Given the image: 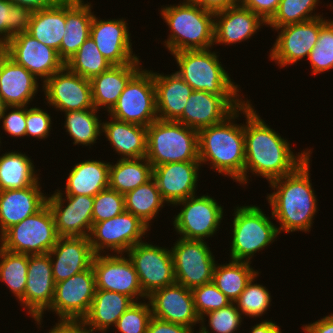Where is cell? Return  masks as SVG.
Wrapping results in <instances>:
<instances>
[{"label": "cell", "instance_id": "cell-1", "mask_svg": "<svg viewBox=\"0 0 333 333\" xmlns=\"http://www.w3.org/2000/svg\"><path fill=\"white\" fill-rule=\"evenodd\" d=\"M247 99L242 105L244 123L245 167L244 184L248 183L247 173L262 176L269 182L293 173L312 154L310 149L294 154L290 142L261 119Z\"/></svg>", "mask_w": 333, "mask_h": 333}, {"label": "cell", "instance_id": "cell-2", "mask_svg": "<svg viewBox=\"0 0 333 333\" xmlns=\"http://www.w3.org/2000/svg\"><path fill=\"white\" fill-rule=\"evenodd\" d=\"M310 157L293 173L269 182L274 192L267 194L273 219H277L279 234L310 232L317 213V200L310 182ZM276 190V191H275Z\"/></svg>", "mask_w": 333, "mask_h": 333}, {"label": "cell", "instance_id": "cell-3", "mask_svg": "<svg viewBox=\"0 0 333 333\" xmlns=\"http://www.w3.org/2000/svg\"><path fill=\"white\" fill-rule=\"evenodd\" d=\"M241 112L242 106L223 122L200 129L198 147L200 164L209 161L211 169L244 185V124L234 123Z\"/></svg>", "mask_w": 333, "mask_h": 333}, {"label": "cell", "instance_id": "cell-4", "mask_svg": "<svg viewBox=\"0 0 333 333\" xmlns=\"http://www.w3.org/2000/svg\"><path fill=\"white\" fill-rule=\"evenodd\" d=\"M160 13L170 30L164 45L171 54L183 50H212L215 13L205 10L194 0L162 6Z\"/></svg>", "mask_w": 333, "mask_h": 333}, {"label": "cell", "instance_id": "cell-5", "mask_svg": "<svg viewBox=\"0 0 333 333\" xmlns=\"http://www.w3.org/2000/svg\"><path fill=\"white\" fill-rule=\"evenodd\" d=\"M146 159L153 167L199 161L198 131L173 120H155L147 127Z\"/></svg>", "mask_w": 333, "mask_h": 333}, {"label": "cell", "instance_id": "cell-6", "mask_svg": "<svg viewBox=\"0 0 333 333\" xmlns=\"http://www.w3.org/2000/svg\"><path fill=\"white\" fill-rule=\"evenodd\" d=\"M179 67L176 73L193 90L215 95H239L240 87L224 70L219 55L209 49L183 50L171 54Z\"/></svg>", "mask_w": 333, "mask_h": 333}, {"label": "cell", "instance_id": "cell-7", "mask_svg": "<svg viewBox=\"0 0 333 333\" xmlns=\"http://www.w3.org/2000/svg\"><path fill=\"white\" fill-rule=\"evenodd\" d=\"M234 210L230 257L251 263L254 254L272 244L279 232L271 222L273 216H266L259 206H236Z\"/></svg>", "mask_w": 333, "mask_h": 333}, {"label": "cell", "instance_id": "cell-8", "mask_svg": "<svg viewBox=\"0 0 333 333\" xmlns=\"http://www.w3.org/2000/svg\"><path fill=\"white\" fill-rule=\"evenodd\" d=\"M58 238L53 213L46 203L37 213L7 229L0 236V247L13 253L46 254Z\"/></svg>", "mask_w": 333, "mask_h": 333}, {"label": "cell", "instance_id": "cell-9", "mask_svg": "<svg viewBox=\"0 0 333 333\" xmlns=\"http://www.w3.org/2000/svg\"><path fill=\"white\" fill-rule=\"evenodd\" d=\"M113 118L148 127L158 119L153 71L140 68L108 112Z\"/></svg>", "mask_w": 333, "mask_h": 333}, {"label": "cell", "instance_id": "cell-10", "mask_svg": "<svg viewBox=\"0 0 333 333\" xmlns=\"http://www.w3.org/2000/svg\"><path fill=\"white\" fill-rule=\"evenodd\" d=\"M173 245L170 250L177 284L192 289L212 281L215 256L204 240L179 237Z\"/></svg>", "mask_w": 333, "mask_h": 333}, {"label": "cell", "instance_id": "cell-11", "mask_svg": "<svg viewBox=\"0 0 333 333\" xmlns=\"http://www.w3.org/2000/svg\"><path fill=\"white\" fill-rule=\"evenodd\" d=\"M148 230L149 227L138 217L124 211L111 219L93 223L88 238L95 255L105 250L124 254L137 243L143 242L142 237Z\"/></svg>", "mask_w": 333, "mask_h": 333}, {"label": "cell", "instance_id": "cell-12", "mask_svg": "<svg viewBox=\"0 0 333 333\" xmlns=\"http://www.w3.org/2000/svg\"><path fill=\"white\" fill-rule=\"evenodd\" d=\"M178 205L183 208L178 215H174L173 226L180 237L205 240L217 233L224 212L216 199L208 195H194L176 202L173 206Z\"/></svg>", "mask_w": 333, "mask_h": 333}, {"label": "cell", "instance_id": "cell-13", "mask_svg": "<svg viewBox=\"0 0 333 333\" xmlns=\"http://www.w3.org/2000/svg\"><path fill=\"white\" fill-rule=\"evenodd\" d=\"M126 254L147 296L154 290L176 283L171 250L143 241L131 247Z\"/></svg>", "mask_w": 333, "mask_h": 333}, {"label": "cell", "instance_id": "cell-14", "mask_svg": "<svg viewBox=\"0 0 333 333\" xmlns=\"http://www.w3.org/2000/svg\"><path fill=\"white\" fill-rule=\"evenodd\" d=\"M328 20L323 16L308 21L273 28L278 33L269 53L270 59L281 68L293 65L303 58L308 59L317 43L320 28ZM306 56V57H305Z\"/></svg>", "mask_w": 333, "mask_h": 333}, {"label": "cell", "instance_id": "cell-15", "mask_svg": "<svg viewBox=\"0 0 333 333\" xmlns=\"http://www.w3.org/2000/svg\"><path fill=\"white\" fill-rule=\"evenodd\" d=\"M96 292L92 266L55 284L54 299L47 310L58 318L82 320L88 313Z\"/></svg>", "mask_w": 333, "mask_h": 333}, {"label": "cell", "instance_id": "cell-16", "mask_svg": "<svg viewBox=\"0 0 333 333\" xmlns=\"http://www.w3.org/2000/svg\"><path fill=\"white\" fill-rule=\"evenodd\" d=\"M92 268L96 289L118 292L132 298L135 302L147 295L143 292L138 274L130 258L123 254L108 253L94 256Z\"/></svg>", "mask_w": 333, "mask_h": 333}, {"label": "cell", "instance_id": "cell-17", "mask_svg": "<svg viewBox=\"0 0 333 333\" xmlns=\"http://www.w3.org/2000/svg\"><path fill=\"white\" fill-rule=\"evenodd\" d=\"M60 191L62 192L61 189L55 190L51 196L47 197V204L53 213L58 236L88 237L93 225L94 197L86 195H65L64 197L63 192Z\"/></svg>", "mask_w": 333, "mask_h": 333}, {"label": "cell", "instance_id": "cell-18", "mask_svg": "<svg viewBox=\"0 0 333 333\" xmlns=\"http://www.w3.org/2000/svg\"><path fill=\"white\" fill-rule=\"evenodd\" d=\"M42 85L46 103L60 112L94 108L90 80L71 72L66 66Z\"/></svg>", "mask_w": 333, "mask_h": 333}, {"label": "cell", "instance_id": "cell-19", "mask_svg": "<svg viewBox=\"0 0 333 333\" xmlns=\"http://www.w3.org/2000/svg\"><path fill=\"white\" fill-rule=\"evenodd\" d=\"M240 95H215L194 90L187 100L183 114L176 120L199 131L223 122L244 104Z\"/></svg>", "mask_w": 333, "mask_h": 333}, {"label": "cell", "instance_id": "cell-20", "mask_svg": "<svg viewBox=\"0 0 333 333\" xmlns=\"http://www.w3.org/2000/svg\"><path fill=\"white\" fill-rule=\"evenodd\" d=\"M54 293L55 281L49 254L29 255L27 283L20 303L37 325H42L43 314L50 308Z\"/></svg>", "mask_w": 333, "mask_h": 333}, {"label": "cell", "instance_id": "cell-21", "mask_svg": "<svg viewBox=\"0 0 333 333\" xmlns=\"http://www.w3.org/2000/svg\"><path fill=\"white\" fill-rule=\"evenodd\" d=\"M5 47L14 62L38 80L41 78L43 83L65 66L55 49L39 42L27 32L14 35Z\"/></svg>", "mask_w": 333, "mask_h": 333}, {"label": "cell", "instance_id": "cell-22", "mask_svg": "<svg viewBox=\"0 0 333 333\" xmlns=\"http://www.w3.org/2000/svg\"><path fill=\"white\" fill-rule=\"evenodd\" d=\"M152 316L191 328L194 331L200 317L196 313L192 291L180 284L154 290L148 297Z\"/></svg>", "mask_w": 333, "mask_h": 333}, {"label": "cell", "instance_id": "cell-23", "mask_svg": "<svg viewBox=\"0 0 333 333\" xmlns=\"http://www.w3.org/2000/svg\"><path fill=\"white\" fill-rule=\"evenodd\" d=\"M130 35L125 19L101 20L93 16L90 36L112 65L129 64L139 59L133 54Z\"/></svg>", "mask_w": 333, "mask_h": 333}, {"label": "cell", "instance_id": "cell-24", "mask_svg": "<svg viewBox=\"0 0 333 333\" xmlns=\"http://www.w3.org/2000/svg\"><path fill=\"white\" fill-rule=\"evenodd\" d=\"M199 161L165 163L153 167V179L162 198L170 205L194 196L199 178Z\"/></svg>", "mask_w": 333, "mask_h": 333}, {"label": "cell", "instance_id": "cell-25", "mask_svg": "<svg viewBox=\"0 0 333 333\" xmlns=\"http://www.w3.org/2000/svg\"><path fill=\"white\" fill-rule=\"evenodd\" d=\"M48 254L55 284L90 268L95 256L88 237H59Z\"/></svg>", "mask_w": 333, "mask_h": 333}, {"label": "cell", "instance_id": "cell-26", "mask_svg": "<svg viewBox=\"0 0 333 333\" xmlns=\"http://www.w3.org/2000/svg\"><path fill=\"white\" fill-rule=\"evenodd\" d=\"M266 23L240 4L214 15V44H236L251 39Z\"/></svg>", "mask_w": 333, "mask_h": 333}, {"label": "cell", "instance_id": "cell-27", "mask_svg": "<svg viewBox=\"0 0 333 333\" xmlns=\"http://www.w3.org/2000/svg\"><path fill=\"white\" fill-rule=\"evenodd\" d=\"M41 190L39 181L23 189L0 191V236L47 203V196Z\"/></svg>", "mask_w": 333, "mask_h": 333}, {"label": "cell", "instance_id": "cell-28", "mask_svg": "<svg viewBox=\"0 0 333 333\" xmlns=\"http://www.w3.org/2000/svg\"><path fill=\"white\" fill-rule=\"evenodd\" d=\"M153 81L158 119L176 121L194 90L176 72L169 75L153 72Z\"/></svg>", "mask_w": 333, "mask_h": 333}, {"label": "cell", "instance_id": "cell-29", "mask_svg": "<svg viewBox=\"0 0 333 333\" xmlns=\"http://www.w3.org/2000/svg\"><path fill=\"white\" fill-rule=\"evenodd\" d=\"M140 60L124 65H112L107 71L93 77L92 100L96 110L109 112L117 103L130 78L141 68Z\"/></svg>", "mask_w": 333, "mask_h": 333}, {"label": "cell", "instance_id": "cell-30", "mask_svg": "<svg viewBox=\"0 0 333 333\" xmlns=\"http://www.w3.org/2000/svg\"><path fill=\"white\" fill-rule=\"evenodd\" d=\"M135 301L127 295L96 289L87 315L82 319L90 333H106ZM89 327V328H88Z\"/></svg>", "mask_w": 333, "mask_h": 333}, {"label": "cell", "instance_id": "cell-31", "mask_svg": "<svg viewBox=\"0 0 333 333\" xmlns=\"http://www.w3.org/2000/svg\"><path fill=\"white\" fill-rule=\"evenodd\" d=\"M91 2L84 0H66V33L62 38L59 58L66 63L90 36L93 20Z\"/></svg>", "mask_w": 333, "mask_h": 333}, {"label": "cell", "instance_id": "cell-32", "mask_svg": "<svg viewBox=\"0 0 333 333\" xmlns=\"http://www.w3.org/2000/svg\"><path fill=\"white\" fill-rule=\"evenodd\" d=\"M102 122V134L109 141L119 159H138L147 154V127L127 123L110 116ZM122 156V157H121Z\"/></svg>", "mask_w": 333, "mask_h": 333}, {"label": "cell", "instance_id": "cell-33", "mask_svg": "<svg viewBox=\"0 0 333 333\" xmlns=\"http://www.w3.org/2000/svg\"><path fill=\"white\" fill-rule=\"evenodd\" d=\"M37 79L9 57L0 73V97L6 106H27L39 89Z\"/></svg>", "mask_w": 333, "mask_h": 333}, {"label": "cell", "instance_id": "cell-34", "mask_svg": "<svg viewBox=\"0 0 333 333\" xmlns=\"http://www.w3.org/2000/svg\"><path fill=\"white\" fill-rule=\"evenodd\" d=\"M110 162L101 160H85L75 164L69 171L65 195L95 196L109 187Z\"/></svg>", "mask_w": 333, "mask_h": 333}, {"label": "cell", "instance_id": "cell-35", "mask_svg": "<svg viewBox=\"0 0 333 333\" xmlns=\"http://www.w3.org/2000/svg\"><path fill=\"white\" fill-rule=\"evenodd\" d=\"M65 25L66 0H62L57 6L33 12L27 33L58 52L66 33Z\"/></svg>", "mask_w": 333, "mask_h": 333}, {"label": "cell", "instance_id": "cell-36", "mask_svg": "<svg viewBox=\"0 0 333 333\" xmlns=\"http://www.w3.org/2000/svg\"><path fill=\"white\" fill-rule=\"evenodd\" d=\"M33 161L21 152H6L0 156V191L23 189L39 182Z\"/></svg>", "mask_w": 333, "mask_h": 333}, {"label": "cell", "instance_id": "cell-37", "mask_svg": "<svg viewBox=\"0 0 333 333\" xmlns=\"http://www.w3.org/2000/svg\"><path fill=\"white\" fill-rule=\"evenodd\" d=\"M153 178V166L146 157L119 159L109 168V188L121 193L134 190Z\"/></svg>", "mask_w": 333, "mask_h": 333}, {"label": "cell", "instance_id": "cell-38", "mask_svg": "<svg viewBox=\"0 0 333 333\" xmlns=\"http://www.w3.org/2000/svg\"><path fill=\"white\" fill-rule=\"evenodd\" d=\"M250 264L249 262L230 260L229 263L222 265L216 263L215 265L212 282L233 303L250 280L259 273Z\"/></svg>", "mask_w": 333, "mask_h": 333}, {"label": "cell", "instance_id": "cell-39", "mask_svg": "<svg viewBox=\"0 0 333 333\" xmlns=\"http://www.w3.org/2000/svg\"><path fill=\"white\" fill-rule=\"evenodd\" d=\"M125 211L138 217L149 228L158 211L164 207L166 201L152 178L147 183L138 186L124 194Z\"/></svg>", "mask_w": 333, "mask_h": 333}, {"label": "cell", "instance_id": "cell-40", "mask_svg": "<svg viewBox=\"0 0 333 333\" xmlns=\"http://www.w3.org/2000/svg\"><path fill=\"white\" fill-rule=\"evenodd\" d=\"M100 110L84 109L65 112L64 128L73 139V144L89 146L97 143L102 134V122L97 115Z\"/></svg>", "mask_w": 333, "mask_h": 333}, {"label": "cell", "instance_id": "cell-41", "mask_svg": "<svg viewBox=\"0 0 333 333\" xmlns=\"http://www.w3.org/2000/svg\"><path fill=\"white\" fill-rule=\"evenodd\" d=\"M28 254L13 253L0 247V281L20 301L27 283Z\"/></svg>", "mask_w": 333, "mask_h": 333}, {"label": "cell", "instance_id": "cell-42", "mask_svg": "<svg viewBox=\"0 0 333 333\" xmlns=\"http://www.w3.org/2000/svg\"><path fill=\"white\" fill-rule=\"evenodd\" d=\"M73 73L91 80L107 71L112 64L101 54L91 36L81 45L79 50L65 63Z\"/></svg>", "mask_w": 333, "mask_h": 333}, {"label": "cell", "instance_id": "cell-43", "mask_svg": "<svg viewBox=\"0 0 333 333\" xmlns=\"http://www.w3.org/2000/svg\"><path fill=\"white\" fill-rule=\"evenodd\" d=\"M319 0H280V4L273 17L266 23L271 28H280L285 25L300 23L321 17L313 14Z\"/></svg>", "mask_w": 333, "mask_h": 333}, {"label": "cell", "instance_id": "cell-44", "mask_svg": "<svg viewBox=\"0 0 333 333\" xmlns=\"http://www.w3.org/2000/svg\"><path fill=\"white\" fill-rule=\"evenodd\" d=\"M32 13L28 7L0 0V41L6 45L14 35L27 32Z\"/></svg>", "mask_w": 333, "mask_h": 333}, {"label": "cell", "instance_id": "cell-45", "mask_svg": "<svg viewBox=\"0 0 333 333\" xmlns=\"http://www.w3.org/2000/svg\"><path fill=\"white\" fill-rule=\"evenodd\" d=\"M259 273L247 284L238 299L234 302L240 313L257 318L267 312L271 305V295L262 284L254 283Z\"/></svg>", "mask_w": 333, "mask_h": 333}, {"label": "cell", "instance_id": "cell-46", "mask_svg": "<svg viewBox=\"0 0 333 333\" xmlns=\"http://www.w3.org/2000/svg\"><path fill=\"white\" fill-rule=\"evenodd\" d=\"M312 73L317 75L333 69V19L321 28L317 43L309 54Z\"/></svg>", "mask_w": 333, "mask_h": 333}, {"label": "cell", "instance_id": "cell-47", "mask_svg": "<svg viewBox=\"0 0 333 333\" xmlns=\"http://www.w3.org/2000/svg\"><path fill=\"white\" fill-rule=\"evenodd\" d=\"M205 316L209 317L208 325L211 331H209L208 327L205 325ZM242 321V314L236 304L231 302L221 309L204 314L200 318L199 325L202 326L199 328V333H235V331L239 330Z\"/></svg>", "mask_w": 333, "mask_h": 333}, {"label": "cell", "instance_id": "cell-48", "mask_svg": "<svg viewBox=\"0 0 333 333\" xmlns=\"http://www.w3.org/2000/svg\"><path fill=\"white\" fill-rule=\"evenodd\" d=\"M134 302L118 319L115 327L120 333H147L152 317L150 303Z\"/></svg>", "mask_w": 333, "mask_h": 333}, {"label": "cell", "instance_id": "cell-49", "mask_svg": "<svg viewBox=\"0 0 333 333\" xmlns=\"http://www.w3.org/2000/svg\"><path fill=\"white\" fill-rule=\"evenodd\" d=\"M124 211L125 202L123 194L108 187L94 196L93 223L111 219Z\"/></svg>", "mask_w": 333, "mask_h": 333}, {"label": "cell", "instance_id": "cell-50", "mask_svg": "<svg viewBox=\"0 0 333 333\" xmlns=\"http://www.w3.org/2000/svg\"><path fill=\"white\" fill-rule=\"evenodd\" d=\"M196 313L201 318L204 314L221 309L231 303L211 281L191 289Z\"/></svg>", "mask_w": 333, "mask_h": 333}, {"label": "cell", "instance_id": "cell-51", "mask_svg": "<svg viewBox=\"0 0 333 333\" xmlns=\"http://www.w3.org/2000/svg\"><path fill=\"white\" fill-rule=\"evenodd\" d=\"M26 106V131L25 136L30 135L37 139H46L51 131V116L39 107L27 108Z\"/></svg>", "mask_w": 333, "mask_h": 333}, {"label": "cell", "instance_id": "cell-52", "mask_svg": "<svg viewBox=\"0 0 333 333\" xmlns=\"http://www.w3.org/2000/svg\"><path fill=\"white\" fill-rule=\"evenodd\" d=\"M9 111L7 113L8 110ZM3 130L12 137H24L26 131V106H6L1 116Z\"/></svg>", "mask_w": 333, "mask_h": 333}, {"label": "cell", "instance_id": "cell-53", "mask_svg": "<svg viewBox=\"0 0 333 333\" xmlns=\"http://www.w3.org/2000/svg\"><path fill=\"white\" fill-rule=\"evenodd\" d=\"M239 4L256 13L267 23L275 14L280 0H239Z\"/></svg>", "mask_w": 333, "mask_h": 333}, {"label": "cell", "instance_id": "cell-54", "mask_svg": "<svg viewBox=\"0 0 333 333\" xmlns=\"http://www.w3.org/2000/svg\"><path fill=\"white\" fill-rule=\"evenodd\" d=\"M147 333H194L191 328L151 317Z\"/></svg>", "mask_w": 333, "mask_h": 333}, {"label": "cell", "instance_id": "cell-55", "mask_svg": "<svg viewBox=\"0 0 333 333\" xmlns=\"http://www.w3.org/2000/svg\"><path fill=\"white\" fill-rule=\"evenodd\" d=\"M55 324L47 333H90L83 320L59 319Z\"/></svg>", "mask_w": 333, "mask_h": 333}, {"label": "cell", "instance_id": "cell-56", "mask_svg": "<svg viewBox=\"0 0 333 333\" xmlns=\"http://www.w3.org/2000/svg\"><path fill=\"white\" fill-rule=\"evenodd\" d=\"M302 330L306 333H333V313L313 323L303 325Z\"/></svg>", "mask_w": 333, "mask_h": 333}, {"label": "cell", "instance_id": "cell-57", "mask_svg": "<svg viewBox=\"0 0 333 333\" xmlns=\"http://www.w3.org/2000/svg\"><path fill=\"white\" fill-rule=\"evenodd\" d=\"M12 4L28 7L32 12L57 6L62 0H8Z\"/></svg>", "mask_w": 333, "mask_h": 333}, {"label": "cell", "instance_id": "cell-58", "mask_svg": "<svg viewBox=\"0 0 333 333\" xmlns=\"http://www.w3.org/2000/svg\"><path fill=\"white\" fill-rule=\"evenodd\" d=\"M205 10L216 13L239 4V0H194Z\"/></svg>", "mask_w": 333, "mask_h": 333}, {"label": "cell", "instance_id": "cell-59", "mask_svg": "<svg viewBox=\"0 0 333 333\" xmlns=\"http://www.w3.org/2000/svg\"><path fill=\"white\" fill-rule=\"evenodd\" d=\"M250 333H282L281 328L273 321L264 320L251 327Z\"/></svg>", "mask_w": 333, "mask_h": 333}, {"label": "cell", "instance_id": "cell-60", "mask_svg": "<svg viewBox=\"0 0 333 333\" xmlns=\"http://www.w3.org/2000/svg\"><path fill=\"white\" fill-rule=\"evenodd\" d=\"M9 58V53L6 47L0 51V73L5 61Z\"/></svg>", "mask_w": 333, "mask_h": 333}, {"label": "cell", "instance_id": "cell-61", "mask_svg": "<svg viewBox=\"0 0 333 333\" xmlns=\"http://www.w3.org/2000/svg\"><path fill=\"white\" fill-rule=\"evenodd\" d=\"M5 108H6V104L4 103L3 99L0 97V121H1V116L4 113Z\"/></svg>", "mask_w": 333, "mask_h": 333}, {"label": "cell", "instance_id": "cell-62", "mask_svg": "<svg viewBox=\"0 0 333 333\" xmlns=\"http://www.w3.org/2000/svg\"><path fill=\"white\" fill-rule=\"evenodd\" d=\"M4 47H5V44H4L2 41H0V51H1Z\"/></svg>", "mask_w": 333, "mask_h": 333}]
</instances>
